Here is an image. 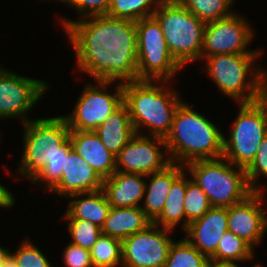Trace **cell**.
I'll use <instances>...</instances> for the list:
<instances>
[{
	"instance_id": "6da1fadb",
	"label": "cell",
	"mask_w": 267,
	"mask_h": 267,
	"mask_svg": "<svg viewBox=\"0 0 267 267\" xmlns=\"http://www.w3.org/2000/svg\"><path fill=\"white\" fill-rule=\"evenodd\" d=\"M77 67L95 81L126 83L138 80L136 22L97 15L78 21H61Z\"/></svg>"
},
{
	"instance_id": "7a4b0ae2",
	"label": "cell",
	"mask_w": 267,
	"mask_h": 267,
	"mask_svg": "<svg viewBox=\"0 0 267 267\" xmlns=\"http://www.w3.org/2000/svg\"><path fill=\"white\" fill-rule=\"evenodd\" d=\"M223 139L218 126L182 102L164 140L170 161L185 166L197 160L222 158Z\"/></svg>"
},
{
	"instance_id": "3957f363",
	"label": "cell",
	"mask_w": 267,
	"mask_h": 267,
	"mask_svg": "<svg viewBox=\"0 0 267 267\" xmlns=\"http://www.w3.org/2000/svg\"><path fill=\"white\" fill-rule=\"evenodd\" d=\"M167 82L161 81V86L152 80L123 83V103L136 134H141L142 127H147L151 137L165 139L170 133L175 111L183 101L175 90L165 87Z\"/></svg>"
},
{
	"instance_id": "277c9868",
	"label": "cell",
	"mask_w": 267,
	"mask_h": 267,
	"mask_svg": "<svg viewBox=\"0 0 267 267\" xmlns=\"http://www.w3.org/2000/svg\"><path fill=\"white\" fill-rule=\"evenodd\" d=\"M262 53L218 54L206 59V72L219 90L239 103H251L263 97L267 73L254 63ZM251 74V79L247 77ZM250 80V81H249Z\"/></svg>"
},
{
	"instance_id": "5b68a950",
	"label": "cell",
	"mask_w": 267,
	"mask_h": 267,
	"mask_svg": "<svg viewBox=\"0 0 267 267\" xmlns=\"http://www.w3.org/2000/svg\"><path fill=\"white\" fill-rule=\"evenodd\" d=\"M153 16L161 25L169 52L182 67L201 59L204 22L179 0H162Z\"/></svg>"
},
{
	"instance_id": "8992f818",
	"label": "cell",
	"mask_w": 267,
	"mask_h": 267,
	"mask_svg": "<svg viewBox=\"0 0 267 267\" xmlns=\"http://www.w3.org/2000/svg\"><path fill=\"white\" fill-rule=\"evenodd\" d=\"M234 167L223 157L197 160L185 165L192 175L191 179L207 195L212 207H230L254 191L248 185L245 169L236 166L235 170Z\"/></svg>"
},
{
	"instance_id": "52a82bcc",
	"label": "cell",
	"mask_w": 267,
	"mask_h": 267,
	"mask_svg": "<svg viewBox=\"0 0 267 267\" xmlns=\"http://www.w3.org/2000/svg\"><path fill=\"white\" fill-rule=\"evenodd\" d=\"M23 126V152L16 172L32 181L61 152V146L70 138V129L64 116L29 119Z\"/></svg>"
},
{
	"instance_id": "ba28073f",
	"label": "cell",
	"mask_w": 267,
	"mask_h": 267,
	"mask_svg": "<svg viewBox=\"0 0 267 267\" xmlns=\"http://www.w3.org/2000/svg\"><path fill=\"white\" fill-rule=\"evenodd\" d=\"M239 105L240 111L232 123L229 138L224 136L223 139V158L246 169L267 135V102L262 97Z\"/></svg>"
},
{
	"instance_id": "9c48e42d",
	"label": "cell",
	"mask_w": 267,
	"mask_h": 267,
	"mask_svg": "<svg viewBox=\"0 0 267 267\" xmlns=\"http://www.w3.org/2000/svg\"><path fill=\"white\" fill-rule=\"evenodd\" d=\"M138 80L169 81L182 66L168 50L161 25L154 16L136 22Z\"/></svg>"
},
{
	"instance_id": "30bf717a",
	"label": "cell",
	"mask_w": 267,
	"mask_h": 267,
	"mask_svg": "<svg viewBox=\"0 0 267 267\" xmlns=\"http://www.w3.org/2000/svg\"><path fill=\"white\" fill-rule=\"evenodd\" d=\"M96 83L97 86L91 83L85 86L72 114L64 116L70 130L95 131L123 104L122 83H118L113 95L103 91L112 82L96 81Z\"/></svg>"
},
{
	"instance_id": "8fae6325",
	"label": "cell",
	"mask_w": 267,
	"mask_h": 267,
	"mask_svg": "<svg viewBox=\"0 0 267 267\" xmlns=\"http://www.w3.org/2000/svg\"><path fill=\"white\" fill-rule=\"evenodd\" d=\"M255 34L246 19L237 13L207 23L203 32L201 57L218 54L262 53L247 47ZM248 49V50H247Z\"/></svg>"
},
{
	"instance_id": "7c38bea8",
	"label": "cell",
	"mask_w": 267,
	"mask_h": 267,
	"mask_svg": "<svg viewBox=\"0 0 267 267\" xmlns=\"http://www.w3.org/2000/svg\"><path fill=\"white\" fill-rule=\"evenodd\" d=\"M47 83L24 77L0 66V119L19 118L27 123L26 113L47 91Z\"/></svg>"
},
{
	"instance_id": "4fadbf2b",
	"label": "cell",
	"mask_w": 267,
	"mask_h": 267,
	"mask_svg": "<svg viewBox=\"0 0 267 267\" xmlns=\"http://www.w3.org/2000/svg\"><path fill=\"white\" fill-rule=\"evenodd\" d=\"M152 223L122 241V266L164 267L168 251L173 243L172 230L159 228Z\"/></svg>"
},
{
	"instance_id": "5bb4252c",
	"label": "cell",
	"mask_w": 267,
	"mask_h": 267,
	"mask_svg": "<svg viewBox=\"0 0 267 267\" xmlns=\"http://www.w3.org/2000/svg\"><path fill=\"white\" fill-rule=\"evenodd\" d=\"M165 140L161 137L135 134L126 146L116 155V171L150 175L163 170L171 163L169 157H164ZM165 158V159H164Z\"/></svg>"
},
{
	"instance_id": "9a60e30c",
	"label": "cell",
	"mask_w": 267,
	"mask_h": 267,
	"mask_svg": "<svg viewBox=\"0 0 267 267\" xmlns=\"http://www.w3.org/2000/svg\"><path fill=\"white\" fill-rule=\"evenodd\" d=\"M263 200V190H257L241 202L228 207V230L253 249L262 242L267 232V215L265 208L261 207Z\"/></svg>"
},
{
	"instance_id": "2e32d148",
	"label": "cell",
	"mask_w": 267,
	"mask_h": 267,
	"mask_svg": "<svg viewBox=\"0 0 267 267\" xmlns=\"http://www.w3.org/2000/svg\"><path fill=\"white\" fill-rule=\"evenodd\" d=\"M104 179L72 149L65 157L60 180L50 189L60 196L95 192L102 189Z\"/></svg>"
},
{
	"instance_id": "e0dca14e",
	"label": "cell",
	"mask_w": 267,
	"mask_h": 267,
	"mask_svg": "<svg viewBox=\"0 0 267 267\" xmlns=\"http://www.w3.org/2000/svg\"><path fill=\"white\" fill-rule=\"evenodd\" d=\"M228 230V207H211L201 218L188 224L185 239L208 258Z\"/></svg>"
},
{
	"instance_id": "ac0fdd59",
	"label": "cell",
	"mask_w": 267,
	"mask_h": 267,
	"mask_svg": "<svg viewBox=\"0 0 267 267\" xmlns=\"http://www.w3.org/2000/svg\"><path fill=\"white\" fill-rule=\"evenodd\" d=\"M70 140L78 155L103 179L116 172V156L102 144L94 131L70 130Z\"/></svg>"
},
{
	"instance_id": "d6986e66",
	"label": "cell",
	"mask_w": 267,
	"mask_h": 267,
	"mask_svg": "<svg viewBox=\"0 0 267 267\" xmlns=\"http://www.w3.org/2000/svg\"><path fill=\"white\" fill-rule=\"evenodd\" d=\"M146 175L115 172L105 178L102 190L111 207H141L144 200L146 182L142 178Z\"/></svg>"
},
{
	"instance_id": "ffe728a7",
	"label": "cell",
	"mask_w": 267,
	"mask_h": 267,
	"mask_svg": "<svg viewBox=\"0 0 267 267\" xmlns=\"http://www.w3.org/2000/svg\"><path fill=\"white\" fill-rule=\"evenodd\" d=\"M185 171V166L171 162L163 170L153 172L146 177H151L146 183L144 203L141 209L146 216L154 222L164 209L173 182Z\"/></svg>"
},
{
	"instance_id": "44dd1931",
	"label": "cell",
	"mask_w": 267,
	"mask_h": 267,
	"mask_svg": "<svg viewBox=\"0 0 267 267\" xmlns=\"http://www.w3.org/2000/svg\"><path fill=\"white\" fill-rule=\"evenodd\" d=\"M152 223L141 207H111L101 233L123 241Z\"/></svg>"
},
{
	"instance_id": "7402d4cb",
	"label": "cell",
	"mask_w": 267,
	"mask_h": 267,
	"mask_svg": "<svg viewBox=\"0 0 267 267\" xmlns=\"http://www.w3.org/2000/svg\"><path fill=\"white\" fill-rule=\"evenodd\" d=\"M102 144L116 156L136 134L131 123L128 108L123 103L111 113L106 121L94 131Z\"/></svg>"
},
{
	"instance_id": "603a6c76",
	"label": "cell",
	"mask_w": 267,
	"mask_h": 267,
	"mask_svg": "<svg viewBox=\"0 0 267 267\" xmlns=\"http://www.w3.org/2000/svg\"><path fill=\"white\" fill-rule=\"evenodd\" d=\"M68 197L73 200L68 204L69 207L64 214L65 219L88 220L100 228L104 225L111 206L102 189L95 192L76 193Z\"/></svg>"
},
{
	"instance_id": "cb8c5ba5",
	"label": "cell",
	"mask_w": 267,
	"mask_h": 267,
	"mask_svg": "<svg viewBox=\"0 0 267 267\" xmlns=\"http://www.w3.org/2000/svg\"><path fill=\"white\" fill-rule=\"evenodd\" d=\"M187 174L185 171L173 182L165 206L159 217L153 222L162 228L173 230L184 220L182 226L186 230L184 198L187 190Z\"/></svg>"
},
{
	"instance_id": "d4e9b609",
	"label": "cell",
	"mask_w": 267,
	"mask_h": 267,
	"mask_svg": "<svg viewBox=\"0 0 267 267\" xmlns=\"http://www.w3.org/2000/svg\"><path fill=\"white\" fill-rule=\"evenodd\" d=\"M254 249L243 239L227 230L219 240L216 251L209 257L211 262H242L252 259Z\"/></svg>"
},
{
	"instance_id": "484cf974",
	"label": "cell",
	"mask_w": 267,
	"mask_h": 267,
	"mask_svg": "<svg viewBox=\"0 0 267 267\" xmlns=\"http://www.w3.org/2000/svg\"><path fill=\"white\" fill-rule=\"evenodd\" d=\"M209 258L185 238L171 244L164 267H208Z\"/></svg>"
},
{
	"instance_id": "4316f807",
	"label": "cell",
	"mask_w": 267,
	"mask_h": 267,
	"mask_svg": "<svg viewBox=\"0 0 267 267\" xmlns=\"http://www.w3.org/2000/svg\"><path fill=\"white\" fill-rule=\"evenodd\" d=\"M161 1L162 0H111L106 15L137 22L140 19L153 16Z\"/></svg>"
},
{
	"instance_id": "83f0119b",
	"label": "cell",
	"mask_w": 267,
	"mask_h": 267,
	"mask_svg": "<svg viewBox=\"0 0 267 267\" xmlns=\"http://www.w3.org/2000/svg\"><path fill=\"white\" fill-rule=\"evenodd\" d=\"M190 13L205 24L224 19L234 12L230 7L234 0H179Z\"/></svg>"
},
{
	"instance_id": "f1b7e54d",
	"label": "cell",
	"mask_w": 267,
	"mask_h": 267,
	"mask_svg": "<svg viewBox=\"0 0 267 267\" xmlns=\"http://www.w3.org/2000/svg\"><path fill=\"white\" fill-rule=\"evenodd\" d=\"M93 267H117L122 265V241L101 235L90 250Z\"/></svg>"
},
{
	"instance_id": "f546056e",
	"label": "cell",
	"mask_w": 267,
	"mask_h": 267,
	"mask_svg": "<svg viewBox=\"0 0 267 267\" xmlns=\"http://www.w3.org/2000/svg\"><path fill=\"white\" fill-rule=\"evenodd\" d=\"M207 195L192 179L187 178V190L184 198L186 229L188 224L201 218L210 208Z\"/></svg>"
},
{
	"instance_id": "4dcf8cb0",
	"label": "cell",
	"mask_w": 267,
	"mask_h": 267,
	"mask_svg": "<svg viewBox=\"0 0 267 267\" xmlns=\"http://www.w3.org/2000/svg\"><path fill=\"white\" fill-rule=\"evenodd\" d=\"M66 220H69L67 229L73 239L70 243L90 251L101 235V228L88 220Z\"/></svg>"
},
{
	"instance_id": "1f68e13d",
	"label": "cell",
	"mask_w": 267,
	"mask_h": 267,
	"mask_svg": "<svg viewBox=\"0 0 267 267\" xmlns=\"http://www.w3.org/2000/svg\"><path fill=\"white\" fill-rule=\"evenodd\" d=\"M73 149L70 138L61 146V152H59L54 158H52L41 172L32 180L35 185L46 182V188L51 189L61 178L62 171L65 164V157ZM39 182V183H38Z\"/></svg>"
},
{
	"instance_id": "d6a6232c",
	"label": "cell",
	"mask_w": 267,
	"mask_h": 267,
	"mask_svg": "<svg viewBox=\"0 0 267 267\" xmlns=\"http://www.w3.org/2000/svg\"><path fill=\"white\" fill-rule=\"evenodd\" d=\"M10 256L18 267H53L39 248L28 239L24 240L17 251Z\"/></svg>"
},
{
	"instance_id": "836d02e7",
	"label": "cell",
	"mask_w": 267,
	"mask_h": 267,
	"mask_svg": "<svg viewBox=\"0 0 267 267\" xmlns=\"http://www.w3.org/2000/svg\"><path fill=\"white\" fill-rule=\"evenodd\" d=\"M248 185L254 190H262L257 185L260 174L267 178V135L260 143L257 154L252 163L245 169Z\"/></svg>"
},
{
	"instance_id": "e575fe53",
	"label": "cell",
	"mask_w": 267,
	"mask_h": 267,
	"mask_svg": "<svg viewBox=\"0 0 267 267\" xmlns=\"http://www.w3.org/2000/svg\"><path fill=\"white\" fill-rule=\"evenodd\" d=\"M65 4H69L77 11L81 19L90 17V16H97V15H106L111 0H65Z\"/></svg>"
},
{
	"instance_id": "d590c367",
	"label": "cell",
	"mask_w": 267,
	"mask_h": 267,
	"mask_svg": "<svg viewBox=\"0 0 267 267\" xmlns=\"http://www.w3.org/2000/svg\"><path fill=\"white\" fill-rule=\"evenodd\" d=\"M66 267H93L90 251L69 243L63 251Z\"/></svg>"
},
{
	"instance_id": "8d00e7d4",
	"label": "cell",
	"mask_w": 267,
	"mask_h": 267,
	"mask_svg": "<svg viewBox=\"0 0 267 267\" xmlns=\"http://www.w3.org/2000/svg\"><path fill=\"white\" fill-rule=\"evenodd\" d=\"M15 198L13 194L4 187V185L0 184V207L2 208H10L14 206Z\"/></svg>"
},
{
	"instance_id": "74e56055",
	"label": "cell",
	"mask_w": 267,
	"mask_h": 267,
	"mask_svg": "<svg viewBox=\"0 0 267 267\" xmlns=\"http://www.w3.org/2000/svg\"><path fill=\"white\" fill-rule=\"evenodd\" d=\"M208 267H239L235 262H211Z\"/></svg>"
},
{
	"instance_id": "f35d334b",
	"label": "cell",
	"mask_w": 267,
	"mask_h": 267,
	"mask_svg": "<svg viewBox=\"0 0 267 267\" xmlns=\"http://www.w3.org/2000/svg\"><path fill=\"white\" fill-rule=\"evenodd\" d=\"M9 249H4L2 246H0V267L4 266L5 261L8 259L10 256Z\"/></svg>"
},
{
	"instance_id": "ab89813d",
	"label": "cell",
	"mask_w": 267,
	"mask_h": 267,
	"mask_svg": "<svg viewBox=\"0 0 267 267\" xmlns=\"http://www.w3.org/2000/svg\"><path fill=\"white\" fill-rule=\"evenodd\" d=\"M3 267H18V266L16 265L15 260L11 256H9L8 259L5 261Z\"/></svg>"
},
{
	"instance_id": "60d3db41",
	"label": "cell",
	"mask_w": 267,
	"mask_h": 267,
	"mask_svg": "<svg viewBox=\"0 0 267 267\" xmlns=\"http://www.w3.org/2000/svg\"><path fill=\"white\" fill-rule=\"evenodd\" d=\"M263 98L267 102V79H266L265 84H264Z\"/></svg>"
},
{
	"instance_id": "b9f144b4",
	"label": "cell",
	"mask_w": 267,
	"mask_h": 267,
	"mask_svg": "<svg viewBox=\"0 0 267 267\" xmlns=\"http://www.w3.org/2000/svg\"><path fill=\"white\" fill-rule=\"evenodd\" d=\"M253 267H262L260 264L254 265Z\"/></svg>"
}]
</instances>
